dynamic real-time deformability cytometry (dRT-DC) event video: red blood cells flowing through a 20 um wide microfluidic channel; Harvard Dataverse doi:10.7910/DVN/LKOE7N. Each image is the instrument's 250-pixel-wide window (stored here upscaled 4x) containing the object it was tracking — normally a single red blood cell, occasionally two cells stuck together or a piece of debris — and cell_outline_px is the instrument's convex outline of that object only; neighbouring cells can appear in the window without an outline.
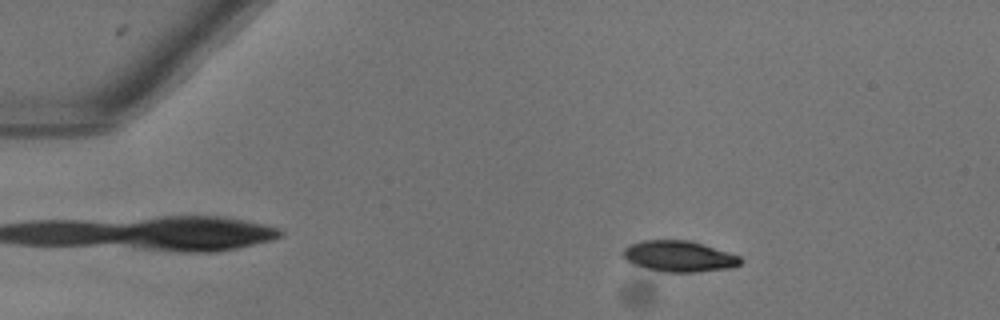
{"species": "common noctule bat (a hibernating species)", "species_latin": "Nyctalus noctula", "temperature_condition": "warm", "stored_images_in_passage": 51, "camera_frame_rate_fps": 3000, "um_per_image_px": 0.085, "animal": {"sex": "female"}, "frame": {"image": 1, "passage_image": 8, "time_ms": 2.333, "image_size_px": [1000, 320], "cell_outline_px": [[744, 260], [740, 264], [732, 268], [696, 272], [664, 272], [632, 264], [624, 256], [624, 248], [628, 244], [640, 240], [692, 240], [740, 256]], "centroid_in_image_um": [57.75, 21.77], "position_along_channel_um": 27.3, "area_um2": 21.33}}
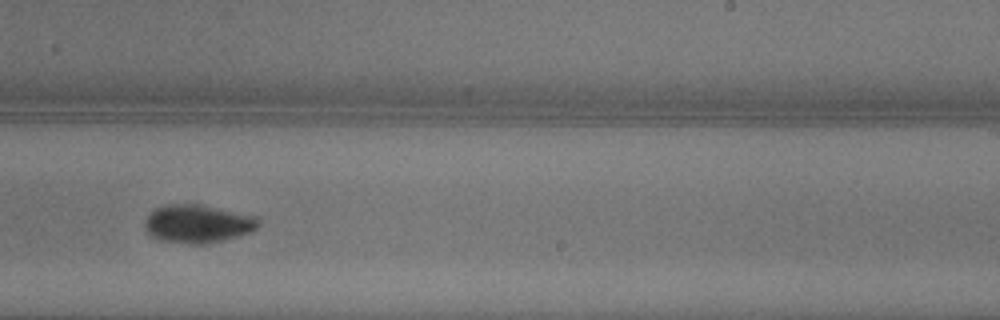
{"frame": {"image": 2, "passage_image": 32, "time_ms": 10.333, "image_size_px": [1000, 320], "cell_outline_px": [[260, 224], [252, 232], [220, 240], [200, 244], [192, 244], [164, 240], [152, 236], [144, 228], [144, 220], [156, 208], [168, 204], [200, 204], [260, 216]], "centroid_in_image_um": [16.85, 18.99], "position_along_channel_um": 272.1, "area_um2": 25.2}}
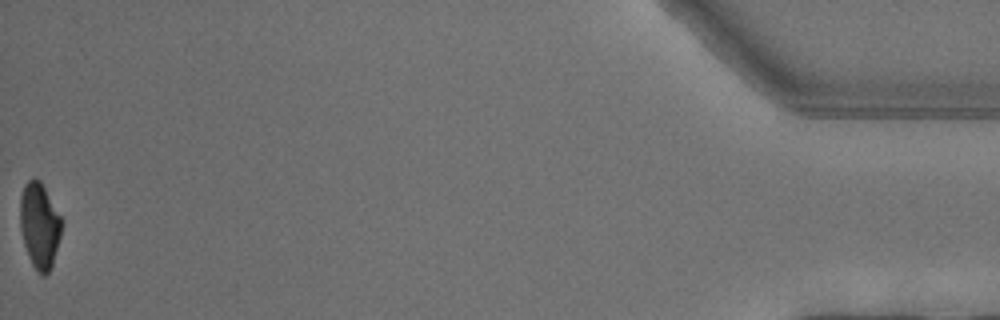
{"frame": {"image": 3, "passage_image": 51, "time_ms": 16.667, "image_size_px": [1000, 320], "cell_outline_px": [[64, 224], [52, 264], [48, 272], [44, 276], [32, 264], [28, 256], [24, 244], [20, 228], [20, 196], [24, 184], [32, 176], [36, 176], [40, 180], [64, 220]], "centroid_in_image_um": [3.37, 19.09], "position_along_channel_um": 431.8, "area_um2": 20.98}, "authors_computed_cell_mechanics": {"area_um2": 22.4842, "velocity_mm_per_s": 4.0575, "shape_relaxation_time_tau1_ms": 4.101, "shape_relaxation_time_tau2_ms": null, "deformation_change_tau1": 0.1776, "deformation_change_tau2": null}}